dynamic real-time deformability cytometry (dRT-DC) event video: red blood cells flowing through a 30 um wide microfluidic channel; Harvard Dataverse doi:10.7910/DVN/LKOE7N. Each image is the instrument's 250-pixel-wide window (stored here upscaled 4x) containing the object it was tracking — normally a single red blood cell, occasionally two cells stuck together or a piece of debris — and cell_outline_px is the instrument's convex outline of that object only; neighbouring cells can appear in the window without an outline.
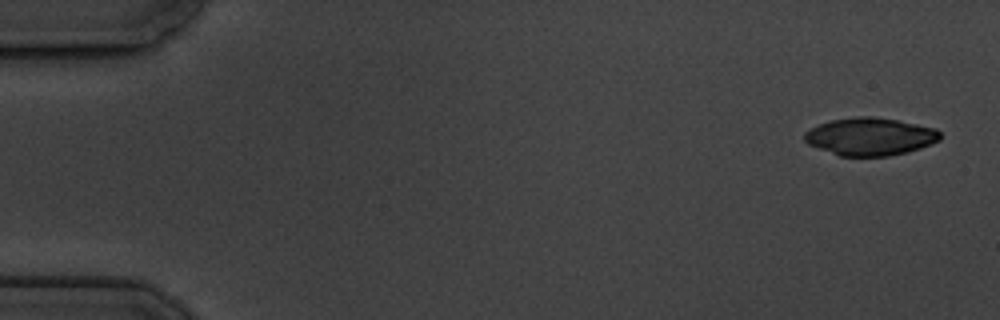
{"species": "common noctule bat (a hibernating species)", "species_latin": "Nyctalus noctula", "temperature_condition": "cold", "stored_images_in_passage": 5, "camera_frame_rate_fps": 3000, "um_per_image_px": 0.085, "animal": {"sex": "male", "body_mass_g": 19.5, "forearm_length_mm": 54.6}, "frame": {"image": 1, "passage_image": 1, "time_ms": 0.0, "image_size_px": [1000, 320], "cell_outline_px": [[940, 140], [920, 148], [908, 152], [888, 156], [840, 156], [808, 144], [804, 140], [804, 132], [820, 124], [832, 120], [856, 116], [872, 116], [900, 120], [936, 128], [940, 132]], "centroid_in_image_um": [73.98, 11.6], "position_along_channel_um": 11.0, "area_um2": 29.82}}